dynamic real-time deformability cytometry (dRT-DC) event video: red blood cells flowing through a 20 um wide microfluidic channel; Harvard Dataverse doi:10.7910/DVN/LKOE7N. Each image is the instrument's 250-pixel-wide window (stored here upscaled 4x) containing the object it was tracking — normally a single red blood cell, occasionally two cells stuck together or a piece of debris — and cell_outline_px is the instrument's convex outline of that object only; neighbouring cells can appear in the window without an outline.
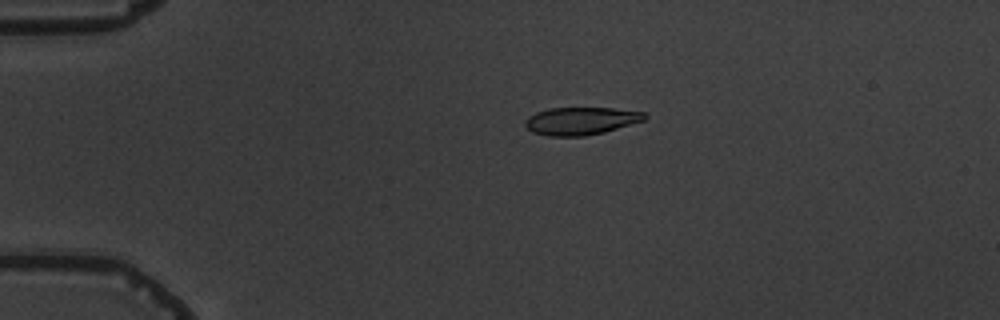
{"species": "common noctule bat (a hibernating species)", "species_latin": "Nyctalus noctula", "temperature_condition": "warm", "stored_images_in_passage": 6, "camera_frame_rate_fps": 3000, "um_per_image_px": 0.085, "animal": {"sex": "male", "body_mass_g": 19.5, "forearm_length_mm": 54.6}, "frame": {"image": 1, "passage_image": 4, "time_ms": 3.333, "image_size_px": [1000, 320], "cell_outline_px": [[648, 116], [644, 120], [604, 132], [584, 136], [548, 136], [532, 132], [524, 124], [524, 120], [528, 116], [536, 112], [552, 108], [612, 108], [644, 112]], "centroid_in_image_um": [49.35, 10.28], "position_along_channel_um": 35.6, "area_um2": 19.19}}
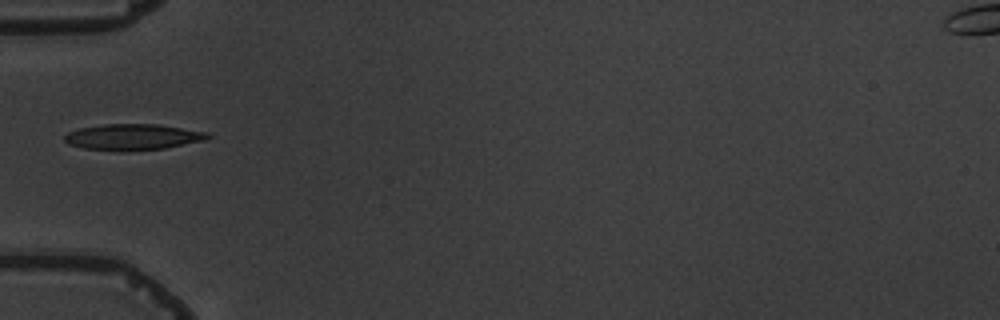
{"frame": {"image": 2, "passage_image": 6, "time_ms": 5.667, "image_size_px": [1000, 320], "cell_outline_px": [[212, 136], [204, 140], [164, 148], [84, 148], [68, 144], [64, 140], [64, 136], [68, 132], [80, 128], [104, 124], [156, 124], [208, 132]], "centroid_in_image_um": [11.31, 11.59], "position_along_channel_um": 73.7, "area_um2": 20.58}}